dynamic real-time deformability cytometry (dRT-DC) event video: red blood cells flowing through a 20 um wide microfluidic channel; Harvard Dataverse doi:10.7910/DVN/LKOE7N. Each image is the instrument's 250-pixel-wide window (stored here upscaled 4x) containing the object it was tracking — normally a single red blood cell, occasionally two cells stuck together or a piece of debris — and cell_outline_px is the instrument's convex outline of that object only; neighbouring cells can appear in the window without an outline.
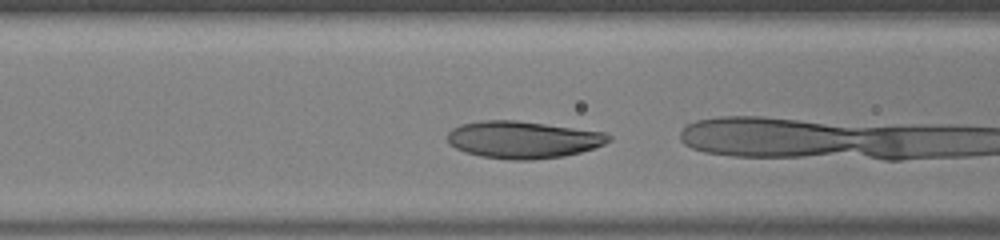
{"species": "human", "species_latin": "Homo sapiens", "temperature_condition": "warm", "stored_images_in_passage": 15, "camera_frame_rate_fps": 3000, "um_per_image_px": 0.085, "donor": {"sex": "male"}, "frame": {"image": 1, "passage_image": 3, "time_ms": 0.667, "image_size_px": [1000, 240], "cell_outline_px": [[612, 140], [604, 144], [580, 152], [564, 156], [532, 160], [508, 160], [480, 156], [464, 152], [448, 144], [448, 132], [452, 128], [460, 124], [480, 120], [516, 120], [608, 132], [612, 136]], "centroid_in_image_um": [44.46, 11.87], "position_along_channel_um": 122.1, "area_um2": 35.32}}